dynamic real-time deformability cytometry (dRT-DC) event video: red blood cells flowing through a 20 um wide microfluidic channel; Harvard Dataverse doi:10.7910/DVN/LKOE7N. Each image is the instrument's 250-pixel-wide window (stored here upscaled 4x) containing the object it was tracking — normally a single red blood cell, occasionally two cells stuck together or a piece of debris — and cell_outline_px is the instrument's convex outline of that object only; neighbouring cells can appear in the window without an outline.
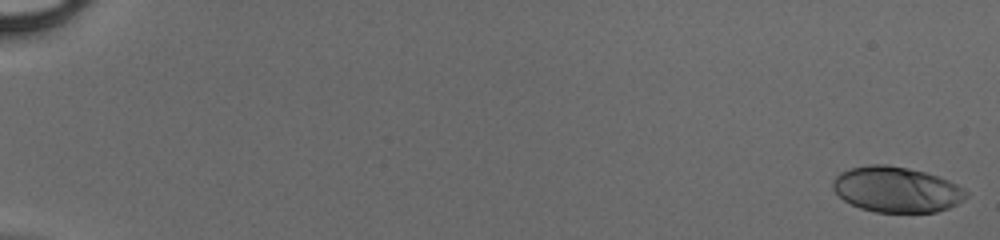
{"species": "human", "species_latin": "Homo sapiens", "temperature_condition": "cold", "stored_images_in_passage": 17, "camera_frame_rate_fps": 3000, "um_per_image_px": 0.085, "donor": {"sex": "male"}, "frame": {"image": 1, "passage_image": 1, "time_ms": 0.0, "image_size_px": [1000, 240], "cell_outline_px": [[968, 196], [964, 200], [948, 208], [936, 212], [876, 212], [860, 208], [844, 200], [832, 188], [832, 180], [840, 172], [852, 168], [868, 164], [888, 164], [908, 168], [924, 172], [948, 180], [964, 188], [968, 192]], "centroid_in_image_um": [76.2, 16.1], "position_along_channel_um": 8.8, "area_um2": 35.37}}
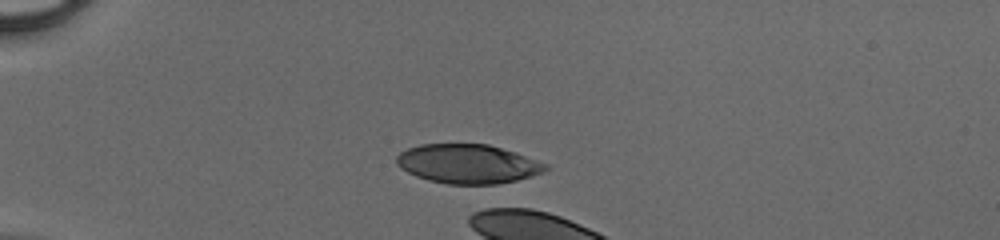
{"frame": {"image": 2, "passage_image": 15, "time_ms": 4.667, "image_size_px": [1000, 240], "cell_outline_px": [[548, 168], [544, 172], [532, 176], [516, 180], [496, 184], [448, 184], [428, 180], [416, 176], [400, 168], [396, 164], [396, 156], [400, 152], [408, 148], [420, 144], [488, 144], [516, 152], [548, 164]], "centroid_in_image_um": [39.76, 13.92], "position_along_channel_um": 45.2, "area_um2": 34.1}}